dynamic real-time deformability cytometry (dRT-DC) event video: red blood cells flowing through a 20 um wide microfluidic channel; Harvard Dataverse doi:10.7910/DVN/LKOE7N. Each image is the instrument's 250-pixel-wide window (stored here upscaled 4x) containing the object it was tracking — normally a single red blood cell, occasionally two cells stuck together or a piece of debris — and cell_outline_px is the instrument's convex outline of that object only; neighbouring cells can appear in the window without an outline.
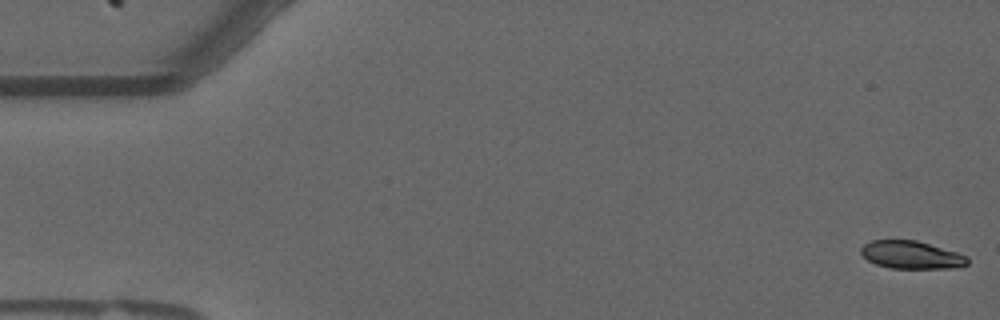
{"species": "common noctule bat (a hibernating species)", "species_latin": "Nyctalus noctula", "temperature_condition": "warm", "stored_images_in_passage": 12, "camera_frame_rate_fps": 3000, "um_per_image_px": 0.085, "animal": {"sex": "male", "forearm_length_mm": 52.5}, "frame": {"image": 1, "passage_image": 1, "time_ms": 0.0, "image_size_px": [1000, 320], "cell_outline_px": [[968, 264], [956, 268], [888, 268], [876, 264], [868, 260], [860, 252], [860, 248], [864, 244], [872, 240], [916, 240], [956, 252], [968, 256]], "centroid_in_image_um": [77.46, 21.67], "position_along_channel_um": 7.5, "area_um2": 17.22}}